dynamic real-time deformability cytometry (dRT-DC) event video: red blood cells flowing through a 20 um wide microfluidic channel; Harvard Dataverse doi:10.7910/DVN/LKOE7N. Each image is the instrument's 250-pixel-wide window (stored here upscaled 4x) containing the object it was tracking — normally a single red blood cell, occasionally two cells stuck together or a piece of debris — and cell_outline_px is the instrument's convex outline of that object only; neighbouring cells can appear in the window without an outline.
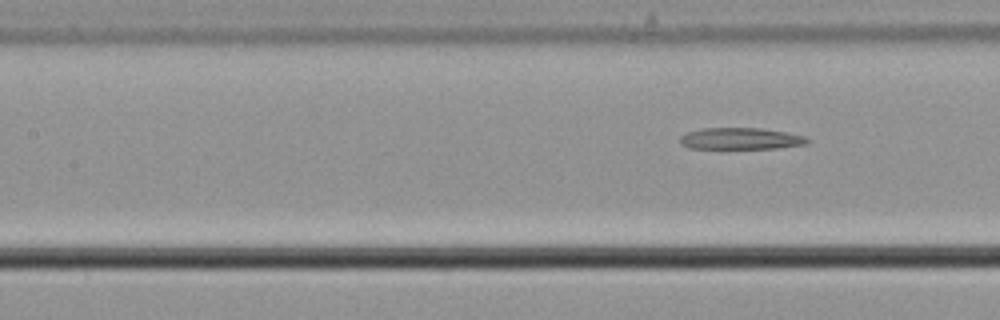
{"species": "common noctule bat (a hibernating species)", "species_latin": "Nyctalus noctula", "temperature_condition": "cold", "stored_images_in_passage": 6, "segment_of_instrument_passage": [2, 2], "camera_frame_rate_fps": 3000, "um_per_image_px": 0.085, "animal": {"sex": "male", "body_mass_g": 21.5, "forearm_length_mm": 52.0}, "frame": {"image": 1, "passage_image": 6, "time_ms": 1.667, "image_size_px": [1000, 320], "cell_outline_px": [[812, 140], [804, 144], [776, 148], [688, 148], [680, 144], [680, 136], [688, 132], [704, 128], [764, 128], [788, 132], [804, 136]], "centroid_in_image_um": [62.97, 11.77], "position_along_channel_um": 144.4, "area_um2": 16.01}}